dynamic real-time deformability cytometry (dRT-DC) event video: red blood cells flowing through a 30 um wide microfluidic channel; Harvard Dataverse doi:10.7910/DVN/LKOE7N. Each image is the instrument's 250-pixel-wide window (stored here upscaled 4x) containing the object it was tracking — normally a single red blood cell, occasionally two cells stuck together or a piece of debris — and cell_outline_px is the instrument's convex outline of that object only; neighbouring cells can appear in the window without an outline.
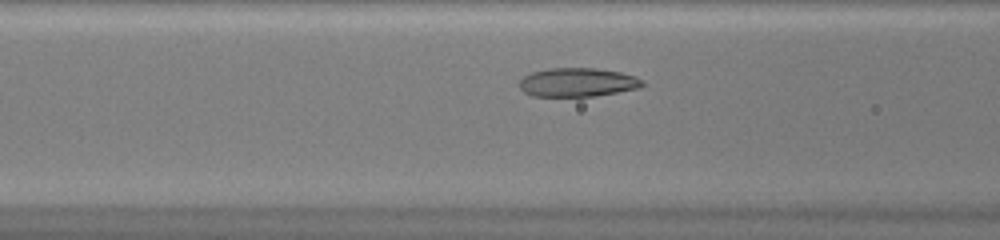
{"species": "common noctule bat (a hibernating species)", "species_latin": "Nyctalus noctula", "temperature_condition": "warm", "stored_images_in_passage": 33, "camera_frame_rate_fps": 3000, "um_per_image_px": 0.085, "animal": {"sex": "female", "body_mass_g": 20.0, "forearm_length_mm": 54.0}, "frame": {"image": 1, "passage_image": 9, "time_ms": 2.667, "image_size_px": [1000, 240], "cell_outline_px": [[644, 84], [640, 88], [592, 96], [532, 96], [524, 92], [520, 88], [520, 80], [524, 76], [532, 72], [548, 68], [596, 68], [620, 72], [636, 76], [644, 80]], "centroid_in_image_um": [49.1, 6.99], "position_along_channel_um": 117.5, "area_um2": 20.63}}
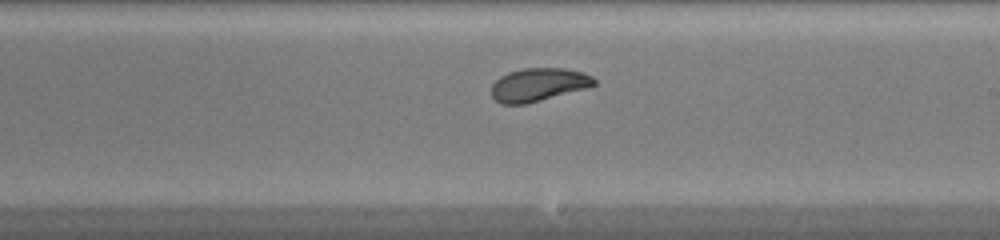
{"frame": {"image": 2, "passage_image": 18, "time_ms": 5.667, "image_size_px": [1000, 240], "cell_outline_px": [[596, 84], [588, 88], [524, 104], [504, 104], [496, 100], [492, 96], [492, 84], [500, 76], [508, 72], [524, 68], [564, 68], [584, 72], [592, 76], [596, 80]], "centroid_in_image_um": [45.79, 7.18], "position_along_channel_um": 243.2, "area_um2": 19.83}}
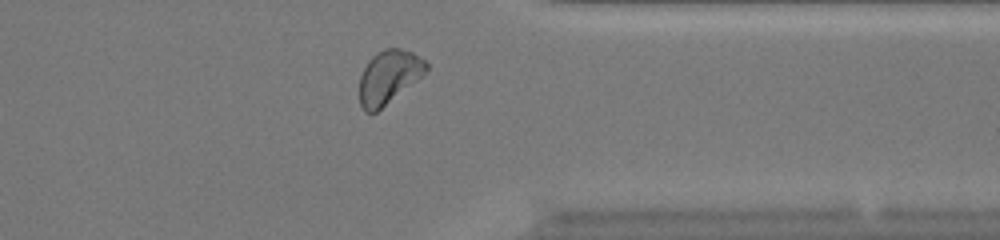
{"frame": {"image": 3, "passage_image": 28, "time_ms": 9.0, "image_size_px": [1000, 240], "cell_outline_px": [[428, 68], [420, 76], [376, 112], [364, 112], [360, 104], [360, 76], [368, 60], [376, 52], [384, 48], [400, 48], [412, 52], [424, 60], [428, 64]], "centroid_in_image_um": [33.0, 6.51], "position_along_channel_um": 378.4, "area_um2": 20.29}, "authors_computed_cell_mechanics": {"area_um2": 20.4612, "velocity_mm_per_s": 4.199, "shape_relaxation_time_tau1_ms": 3.4939, "shape_relaxation_time_tau2_ms": 1.6245, "deformation_change_tau1": 0.1397, "deformation_change_tau2": 0.0368}}